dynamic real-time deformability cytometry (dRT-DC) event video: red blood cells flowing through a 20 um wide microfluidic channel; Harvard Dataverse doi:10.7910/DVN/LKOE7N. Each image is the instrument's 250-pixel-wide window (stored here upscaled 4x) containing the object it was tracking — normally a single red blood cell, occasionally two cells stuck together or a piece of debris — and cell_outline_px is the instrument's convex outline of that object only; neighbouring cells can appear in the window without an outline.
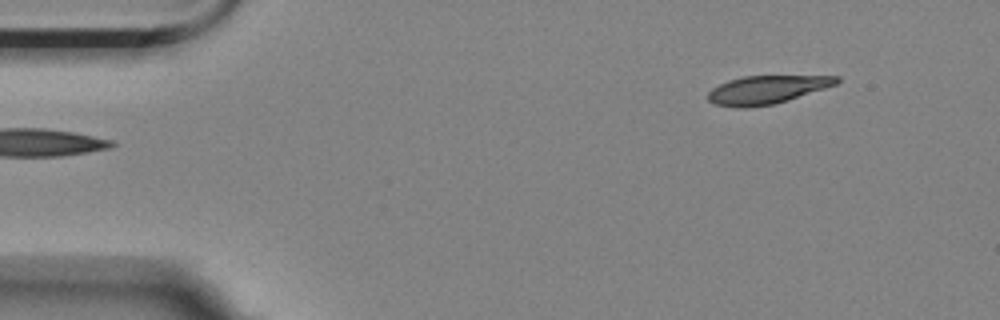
{"species": "Egyptian fruit bat (a non-hibernating species)", "species_latin": "Rousettus aegyptiacus", "temperature_condition": "room temperature", "stored_images_in_passage": 5, "segment_of_instrument_passage": [2, 2], "camera_frame_rate_fps": 3000, "um_per_image_px": 0.085, "animal": {"sex": "female"}, "frame": {"image": 1, "passage_image": 5, "time_ms": 1.333, "image_size_px": [1000, 320], "cell_outline_px": [[840, 80], [836, 84], [824, 88], [772, 104], [748, 108], [740, 108], [716, 104], [708, 100], [708, 92], [712, 88], [728, 80], [744, 76], [840, 76]], "centroid_in_image_um": [65.13, 7.62], "position_along_channel_um": 19.9, "area_um2": 20.75}}